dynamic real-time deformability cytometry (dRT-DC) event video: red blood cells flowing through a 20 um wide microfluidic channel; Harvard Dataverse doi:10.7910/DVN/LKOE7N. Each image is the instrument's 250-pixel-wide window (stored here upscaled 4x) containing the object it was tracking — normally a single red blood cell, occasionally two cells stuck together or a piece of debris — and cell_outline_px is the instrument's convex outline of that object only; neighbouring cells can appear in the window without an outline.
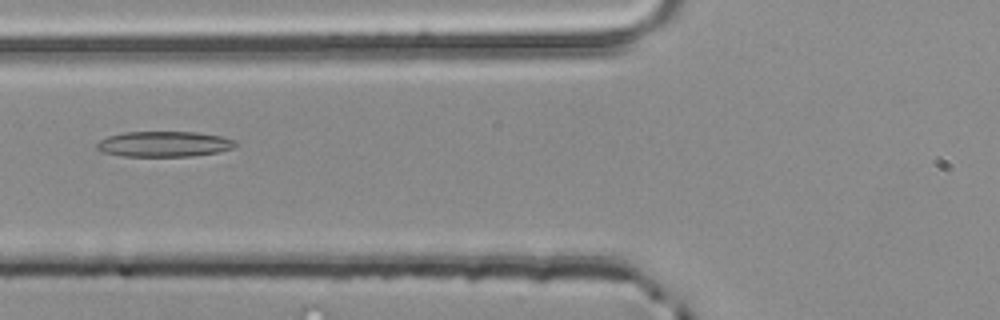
{"species": "common noctule bat (a hibernating species)", "species_latin": "Nyctalus noctula", "temperature_condition": "room temperature", "stored_images_in_passage": 5, "camera_frame_rate_fps": 3000, "um_per_image_px": 0.085, "animal": {"sex": "male", "body_mass_g": 20.4}, "frame": {"image": 1, "passage_image": 5, "time_ms": 1.333, "image_size_px": [1000, 320], "cell_outline_px": [[236, 144], [232, 148], [220, 152], [192, 156], [120, 156], [104, 152], [96, 148], [96, 144], [100, 140], [108, 136], [124, 132], [196, 132], [220, 136], [236, 140]], "centroid_in_image_um": [13.95, 12.24], "position_along_channel_um": 111.9, "area_um2": 20.58}}